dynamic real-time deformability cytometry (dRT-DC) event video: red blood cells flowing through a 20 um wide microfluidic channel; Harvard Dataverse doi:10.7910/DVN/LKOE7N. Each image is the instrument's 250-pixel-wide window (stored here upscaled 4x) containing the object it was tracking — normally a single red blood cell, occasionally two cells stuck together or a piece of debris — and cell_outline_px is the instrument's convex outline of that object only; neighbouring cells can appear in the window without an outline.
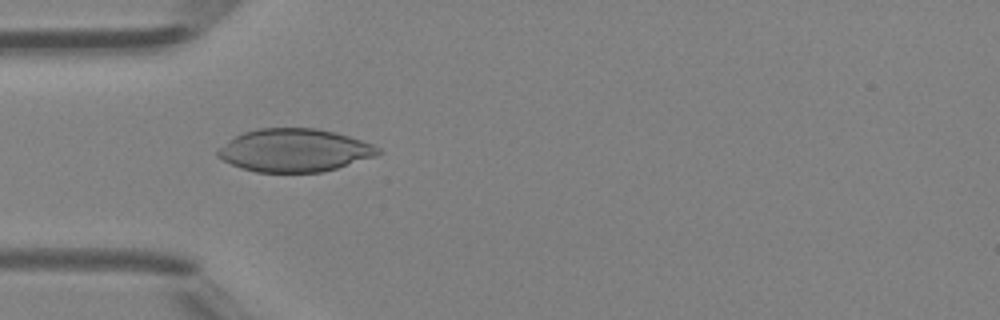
{"species": "Egyptian fruit bat (a non-hibernating species)", "species_latin": "Rousettus aegyptiacus", "temperature_condition": "room temperature", "stored_images_in_passage": 33, "camera_frame_rate_fps": 3000, "um_per_image_px": 0.085, "animal": {"sex": "female"}, "frame": {"image": 1, "passage_image": 1, "time_ms": 0.0, "image_size_px": [1000, 320], "cell_outline_px": [[384, 152], [376, 156], [336, 168], [320, 172], [256, 172], [240, 168], [216, 156], [216, 152], [228, 140], [244, 132], [260, 128], [316, 128], [336, 132], [372, 144], [380, 148]], "centroid_in_image_um": [25.04, 12.77], "position_along_channel_um": 60.0, "area_um2": 40.0}}
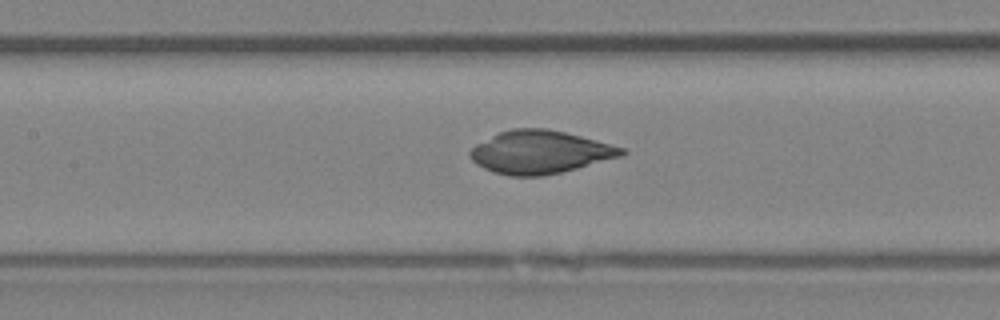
{"frame": {"image": 2, "passage_image": 8, "time_ms": 2.333, "image_size_px": [1000, 320], "cell_outline_px": [[628, 152], [624, 156], [544, 176], [508, 176], [492, 172], [476, 164], [468, 156], [468, 152], [476, 144], [500, 132], [512, 128], [548, 128], [596, 140], [624, 148]], "centroid_in_image_um": [45.89, 12.93], "position_along_channel_um": 161.5, "area_um2": 37.97}}
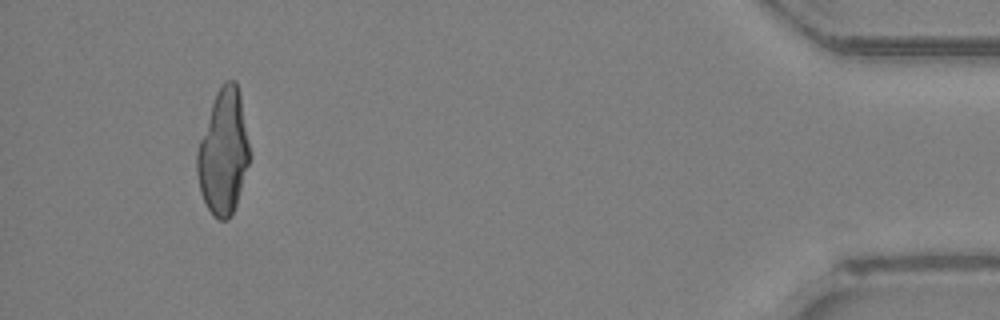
{"frame": {"image": 3, "passage_image": 30, "time_ms": 9.667, "image_size_px": [1000, 320], "cell_outline_px": [[252, 156], [236, 204], [228, 220], [220, 220], [208, 208], [200, 192], [196, 172], [196, 152], [216, 92], [224, 80], [236, 80], [240, 96]], "centroid_in_image_um": [19.0, 12.93], "position_along_channel_um": 416.2, "area_um2": 38.15}}